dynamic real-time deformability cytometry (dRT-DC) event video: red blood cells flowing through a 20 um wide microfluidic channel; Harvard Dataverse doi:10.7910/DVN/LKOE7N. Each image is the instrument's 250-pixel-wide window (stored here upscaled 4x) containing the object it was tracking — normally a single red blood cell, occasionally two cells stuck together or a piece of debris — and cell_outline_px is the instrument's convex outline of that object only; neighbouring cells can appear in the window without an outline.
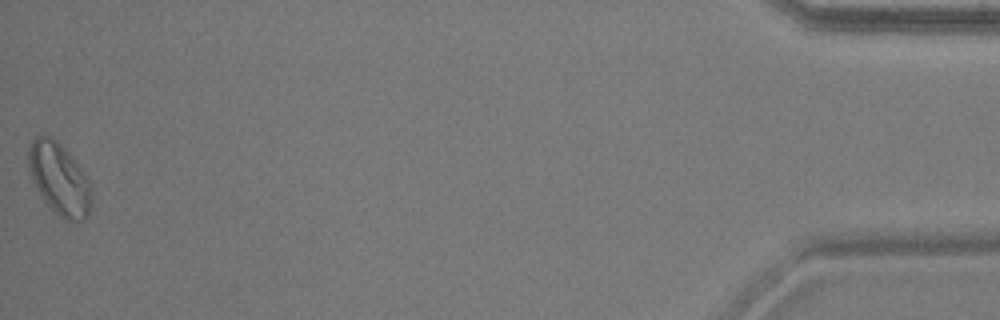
{"species": "common noctule bat (a hibernating species)", "species_latin": "Nyctalus noctula", "temperature_condition": "warm", "stored_images_in_passage": 36, "camera_frame_rate_fps": 3000, "um_per_image_px": 0.085, "animal": {"sex": "male", "body_mass_g": 17.9, "forearm_length_mm": 54.2}, "frame": {"image": 1, "passage_image": 36, "time_ms": 11.667, "image_size_px": [1000, 320], "cell_outline_px": [[92, 200], [88, 216], [84, 220], [68, 220], [60, 216], [40, 196], [28, 168], [28, 148], [32, 140], [36, 136], [44, 132], [56, 140], [68, 152], [88, 176], [92, 192]], "centroid_in_image_um": [5.05, 15.17], "position_along_channel_um": 430.2, "area_um2": 26.53}, "authors_computed_cell_mechanics": {"area_um2": 17.0799, "velocity_mm_per_s": 3.9378, "shape_relaxation_time_tau1_ms": 3.6736, "shape_relaxation_time_tau2_ms": 1.8703, "deformation_change_tau1": 0.0715, "deformation_change_tau2": 0.0761}}